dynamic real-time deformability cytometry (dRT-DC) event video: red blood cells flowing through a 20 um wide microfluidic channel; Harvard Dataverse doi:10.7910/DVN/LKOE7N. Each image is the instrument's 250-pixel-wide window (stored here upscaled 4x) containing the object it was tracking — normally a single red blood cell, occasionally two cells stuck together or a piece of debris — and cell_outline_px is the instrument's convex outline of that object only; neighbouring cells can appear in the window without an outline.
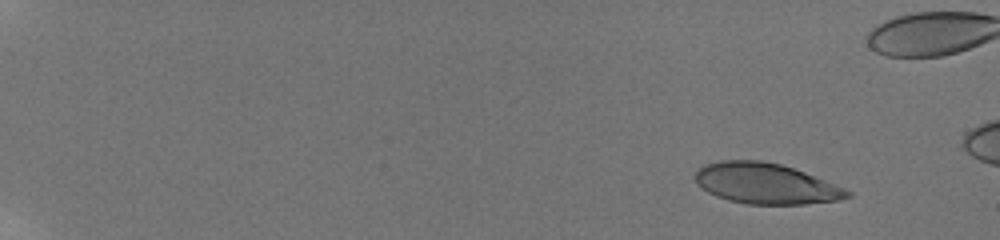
{"species": "human", "species_latin": "Homo sapiens", "temperature_condition": "room temperature", "stored_images_in_passage": 69, "camera_frame_rate_fps": 3000, "um_per_image_px": 0.085, "donor": {"sex": "male"}, "frame": {"image": 1, "passage_image": 1, "time_ms": 0.0, "image_size_px": [1000, 240], "cell_outline_px": [[852, 196], [840, 200], [804, 204], [748, 204], [728, 200], [716, 196], [708, 192], [696, 184], [692, 176], [700, 168], [708, 164], [720, 160], [760, 160], [780, 164], [804, 172], [844, 188], [852, 192]], "centroid_in_image_um": [65.06, 15.61], "position_along_channel_um": 19.9, "area_um2": 35.95}}
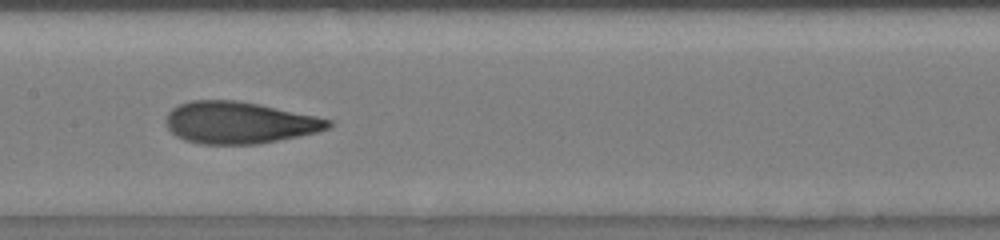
{"frame": {"image": 2, "passage_image": 37, "time_ms": 9.0, "image_size_px": [1000, 240], "cell_outline_px": [[332, 124], [328, 128], [316, 132], [256, 144], [200, 144], [184, 140], [176, 136], [168, 128], [164, 120], [168, 112], [172, 108], [180, 104], [192, 100], [236, 100], [260, 104], [316, 116], [332, 120]], "centroid_in_image_um": [20.29, 10.42], "position_along_channel_um": 187.1, "area_um2": 39.48}}
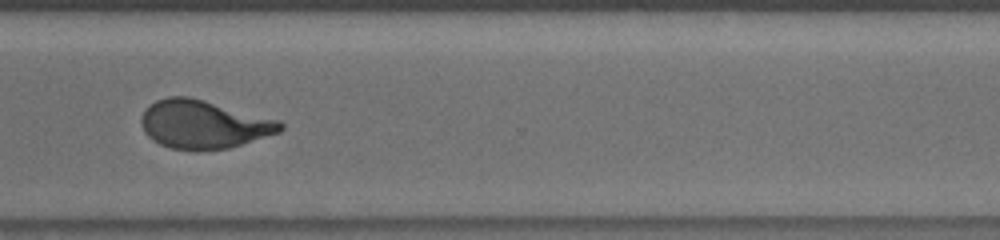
{"frame": {"image": 3, "passage_image": 54, "time_ms": 13.333, "image_size_px": [1000, 240], "cell_outline_px": [[284, 128], [280, 132], [228, 148], [196, 152], [172, 148], [160, 144], [152, 140], [144, 132], [140, 124], [140, 116], [156, 100], [168, 96], [188, 96], [204, 100], [280, 120], [284, 124]], "centroid_in_image_um": [17.29, 10.58], "position_along_channel_um": 353.3, "area_um2": 39.36}}